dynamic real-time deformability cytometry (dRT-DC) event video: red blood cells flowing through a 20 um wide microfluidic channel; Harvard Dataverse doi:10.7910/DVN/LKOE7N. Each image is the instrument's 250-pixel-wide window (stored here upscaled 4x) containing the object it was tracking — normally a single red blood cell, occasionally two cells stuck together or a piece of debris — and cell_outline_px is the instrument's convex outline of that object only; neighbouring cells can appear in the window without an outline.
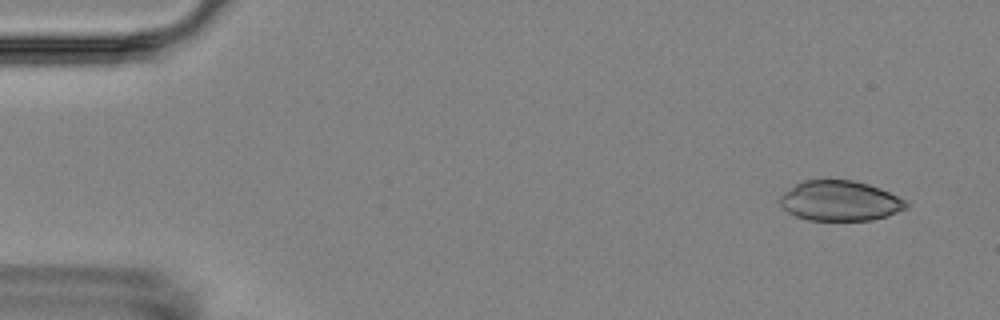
{"species": "Egyptian fruit bat (a non-hibernating species)", "species_latin": "Rousettus aegyptiacus", "temperature_condition": "room temperature", "stored_images_in_passage": 4, "camera_frame_rate_fps": 3000, "um_per_image_px": 0.085, "animal": {"sex": "female"}, "frame": {"image": 1, "passage_image": 1, "time_ms": 0.0, "image_size_px": [1000, 320], "cell_outline_px": [[908, 208], [888, 216], [872, 220], [808, 220], [796, 216], [788, 212], [780, 204], [780, 196], [784, 192], [796, 184], [804, 180], [852, 180], [868, 184], [880, 188], [904, 200], [908, 204]], "centroid_in_image_um": [71.4, 17.08], "position_along_channel_um": 13.6, "area_um2": 29.36}}
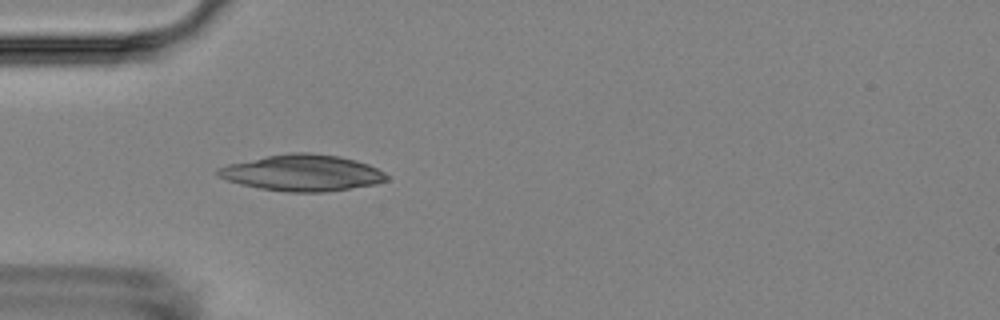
{"frame": {"image": 2, "passage_image": 4, "time_ms": 4.333, "image_size_px": [1000, 320], "cell_outline_px": [[388, 180], [376, 184], [324, 192], [288, 192], [260, 188], [240, 184], [216, 176], [216, 172], [220, 168], [228, 164], [288, 152], [308, 152], [340, 156], [356, 160], [368, 164], [384, 172], [388, 176]], "centroid_in_image_um": [25.72, 14.69], "position_along_channel_um": 59.3, "area_um2": 35.55}}